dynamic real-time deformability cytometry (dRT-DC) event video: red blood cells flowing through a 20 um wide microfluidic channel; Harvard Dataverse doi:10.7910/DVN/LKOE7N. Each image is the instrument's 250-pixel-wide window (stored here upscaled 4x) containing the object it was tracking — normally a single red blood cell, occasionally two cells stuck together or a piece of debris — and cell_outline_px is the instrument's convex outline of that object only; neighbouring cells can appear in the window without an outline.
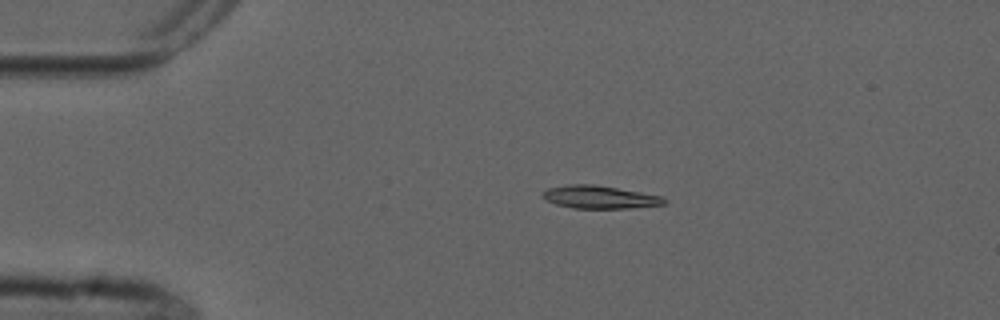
{"species": "common noctule bat (a hibernating species)", "species_latin": "Nyctalus noctula", "temperature_condition": "cold", "stored_images_in_passage": 6, "camera_frame_rate_fps": 3000, "um_per_image_px": 0.085, "animal": {"sex": "male", "forearm_length_mm": 52.5}, "frame": {"image": 1, "passage_image": 2, "time_ms": 2.0, "image_size_px": [1000, 320], "cell_outline_px": [[668, 200], [664, 204], [628, 208], [572, 208], [556, 204], [544, 200], [540, 196], [548, 188], [568, 184], [592, 184], [640, 192], [660, 196]], "centroid_in_image_um": [50.91, 16.75], "position_along_channel_um": 34.1, "area_um2": 16.07}}
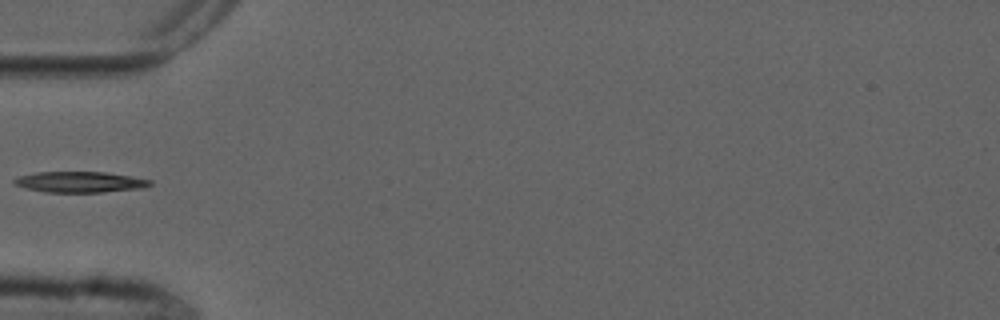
{"frame": {"image": 2, "passage_image": 4, "time_ms": 4.333, "image_size_px": [1000, 320], "cell_outline_px": [[152, 184], [140, 188], [104, 192], [44, 192], [28, 188], [16, 184], [12, 180], [20, 176], [36, 172], [104, 172], [132, 176], [152, 180]], "centroid_in_image_um": [6.82, 15.46], "position_along_channel_um": 78.2, "area_um2": 16.3}}
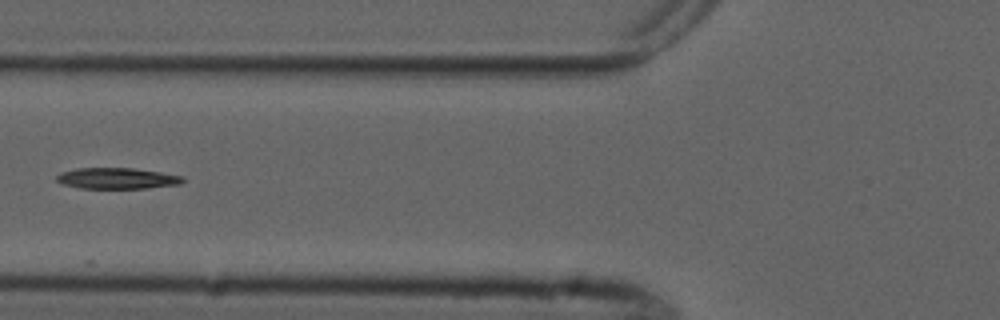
{"frame": {"image": 3, "passage_image": 5, "time_ms": 5.333, "image_size_px": [1000, 320], "cell_outline_px": [[184, 180], [180, 184], [148, 188], [80, 188], [60, 184], [56, 180], [56, 176], [60, 172], [76, 168], [132, 168], [160, 172], [184, 176]], "centroid_in_image_um": [9.92, 15.16], "position_along_channel_um": 115.9, "area_um2": 15.55}}